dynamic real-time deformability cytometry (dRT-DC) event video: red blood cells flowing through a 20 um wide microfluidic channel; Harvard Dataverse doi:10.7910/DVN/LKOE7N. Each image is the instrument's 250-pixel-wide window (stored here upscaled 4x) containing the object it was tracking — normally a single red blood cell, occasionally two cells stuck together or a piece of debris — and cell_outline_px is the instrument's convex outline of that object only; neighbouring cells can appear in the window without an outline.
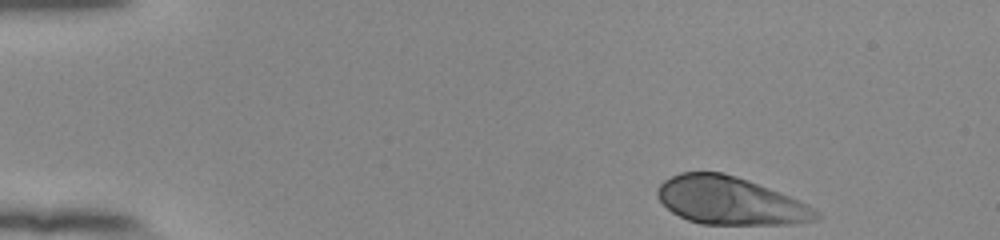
{"species": "human", "species_latin": "Homo sapiens", "temperature_condition": "room temperature", "stored_images_in_passage": 42, "camera_frame_rate_fps": 3000, "um_per_image_px": 0.085, "donor": {"sex": "female"}, "frame": {"image": 1, "passage_image": 1, "time_ms": 0.0, "image_size_px": [1000, 240], "cell_outline_px": [[820, 216], [816, 220], [792, 224], [700, 224], [688, 220], [672, 212], [656, 196], [656, 188], [664, 180], [680, 172], [720, 172], [736, 176], [748, 180], [808, 204], [820, 212]], "centroid_in_image_um": [62.05, 17.07], "position_along_channel_um": 23.0, "area_um2": 43.99}}
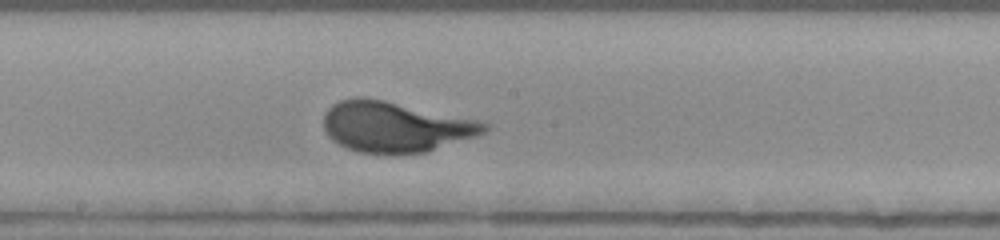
{"frame": {"image": 2, "passage_image": 24, "time_ms": 7.667, "image_size_px": [1000, 240], "cell_outline_px": [[492, 128], [476, 136], [428, 152], [388, 156], [356, 152], [332, 140], [328, 136], [324, 128], [324, 112], [332, 104], [340, 100], [356, 96], [360, 96], [384, 100], [476, 120], [488, 124]], "centroid_in_image_um": [33.56, 10.81], "position_along_channel_um": 214.6, "area_um2": 47.86}}
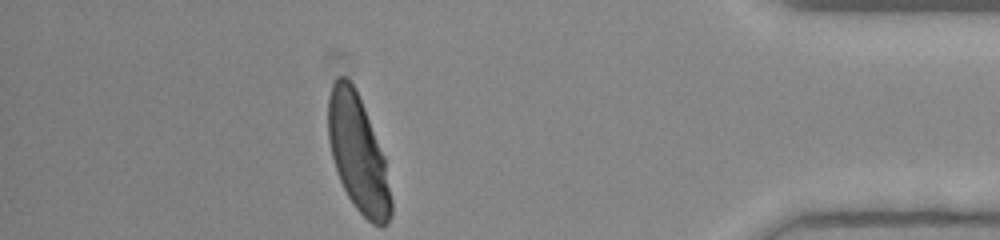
{"frame": {"image": 3, "passage_image": 42, "time_ms": 13.667, "image_size_px": [1000, 240], "cell_outline_px": [[392, 212], [388, 224], [372, 224], [356, 208], [348, 196], [340, 180], [332, 156], [328, 140], [328, 96], [332, 84], [336, 76], [344, 76], [356, 88], [384, 156], [392, 200]], "centroid_in_image_um": [30.42, 13.03], "position_along_channel_um": 404.8, "area_um2": 42.31}, "authors_computed_cell_mechanics": {"area_um2": 44.8528, "velocity_mm_per_s": 3.8031, "shape_relaxation_time_tau1_ms": 3.5404, "shape_relaxation_time_tau2_ms": null, "deformation_change_tau1": 0.2168, "deformation_change_tau2": null}}